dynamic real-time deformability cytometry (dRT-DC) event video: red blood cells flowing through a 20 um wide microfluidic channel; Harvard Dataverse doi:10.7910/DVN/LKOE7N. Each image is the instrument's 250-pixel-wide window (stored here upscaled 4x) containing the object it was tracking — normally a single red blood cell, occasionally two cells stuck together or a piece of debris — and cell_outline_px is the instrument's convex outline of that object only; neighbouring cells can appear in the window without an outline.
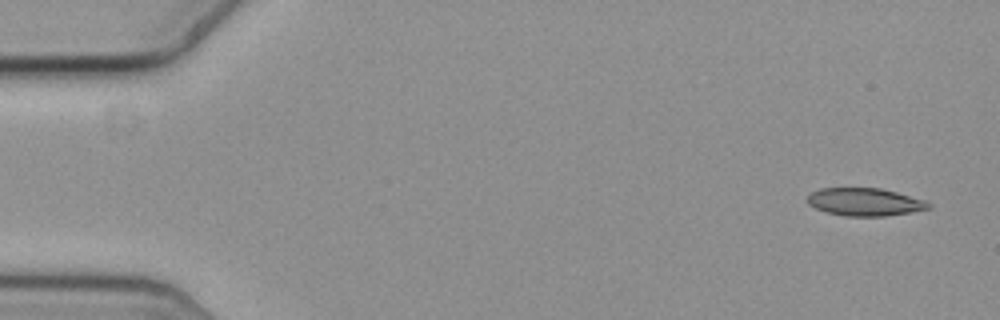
{"species": "common noctule bat (a hibernating species)", "species_latin": "Nyctalus noctula", "temperature_condition": "cold", "stored_images_in_passage": 55, "camera_frame_rate_fps": 3000, "um_per_image_px": 0.085, "animal": {"sex": "female", "body_mass_g": 19.3, "forearm_length_mm": 54.1}, "frame": {"image": 1, "passage_image": 1, "time_ms": 0.0, "image_size_px": [1000, 320], "cell_outline_px": [[932, 208], [912, 212], [884, 216], [844, 216], [828, 212], [816, 208], [808, 204], [808, 196], [812, 192], [820, 188], [880, 188], [896, 192], [924, 200], [932, 204]], "centroid_in_image_um": [73.54, 17.17], "position_along_channel_um": 11.5, "area_um2": 19.54}}
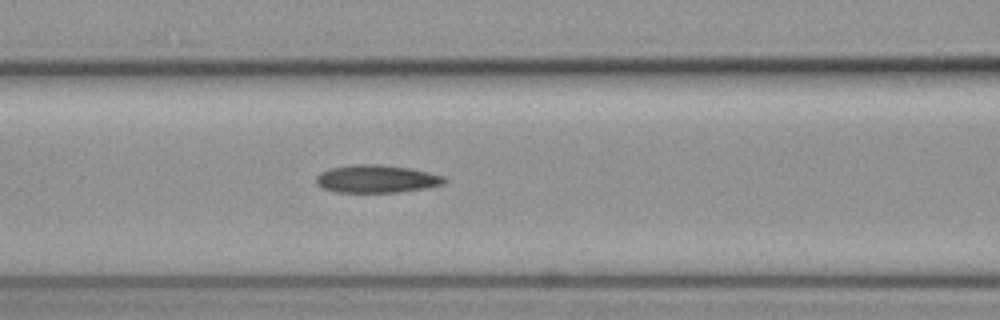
{"frame": {"image": 2, "passage_image": 22, "time_ms": 7.0, "image_size_px": [1000, 320], "cell_outline_px": [[448, 180], [444, 184], [424, 188], [396, 192], [336, 192], [320, 188], [316, 184], [316, 176], [320, 172], [328, 168], [352, 164], [380, 164], [408, 168], [428, 172], [444, 176]], "centroid_in_image_um": [31.96, 15.2], "position_along_channel_um": 134.6, "area_um2": 20.92}}
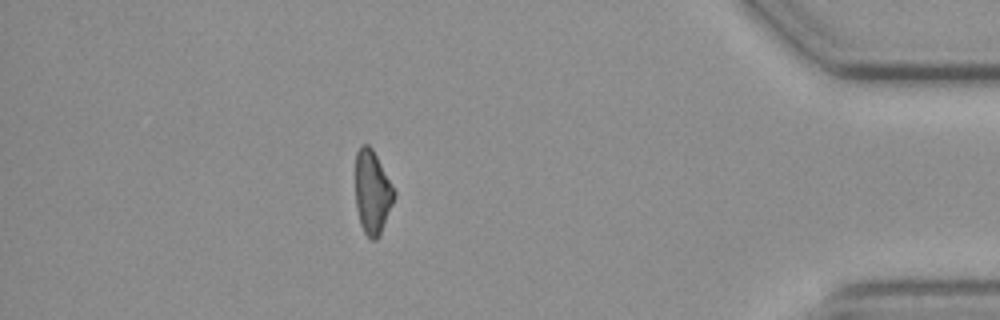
{"frame": {"image": 3, "passage_image": 48, "time_ms": 15.667, "image_size_px": [1000, 320], "cell_outline_px": [[396, 192], [392, 204], [380, 236], [376, 240], [372, 240], [364, 232], [360, 224], [356, 208], [356, 152], [360, 144], [368, 144], [372, 148]], "centroid_in_image_um": [31.64, 16.34], "position_along_channel_um": 403.6, "area_um2": 18.79}}